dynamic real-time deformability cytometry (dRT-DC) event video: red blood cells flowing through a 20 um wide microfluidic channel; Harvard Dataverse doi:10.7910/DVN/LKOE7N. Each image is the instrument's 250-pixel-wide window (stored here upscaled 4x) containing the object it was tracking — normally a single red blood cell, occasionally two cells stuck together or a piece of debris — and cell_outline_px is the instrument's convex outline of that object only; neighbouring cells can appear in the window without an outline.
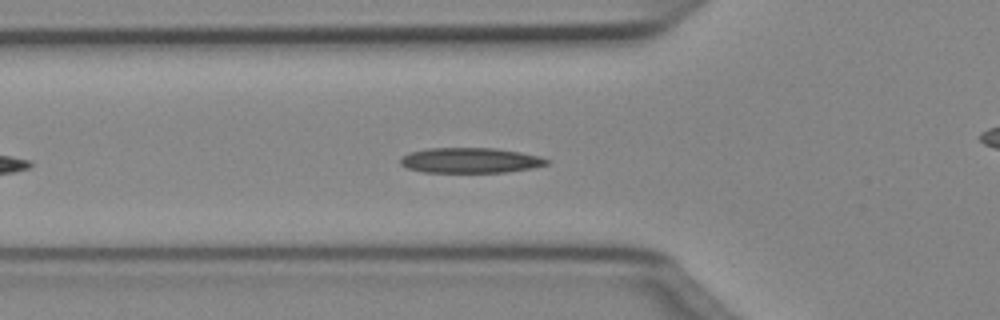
{"species": "Egyptian fruit bat (a non-hibernating species)", "species_latin": "Rousettus aegyptiacus", "temperature_condition": "cold", "stored_images_in_passage": 41, "camera_frame_rate_fps": 3000, "um_per_image_px": 0.085, "animal": {"sex": "female"}, "frame": {"image": 1, "passage_image": 7, "time_ms": 2.0, "image_size_px": [1000, 320], "cell_outline_px": [[552, 160], [548, 164], [532, 168], [504, 172], [424, 172], [408, 168], [400, 164], [400, 160], [408, 152], [428, 148], [492, 148], [520, 152]], "centroid_in_image_um": [39.97, 13.63], "position_along_channel_um": 85.8, "area_um2": 21.39}}
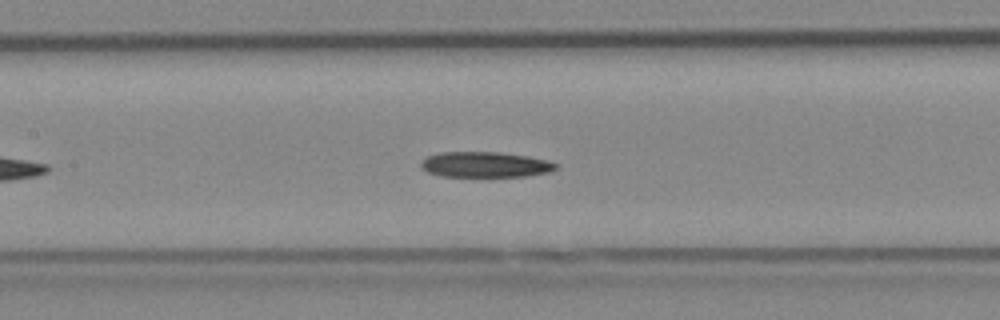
{"frame": {"image": 2, "passage_image": 13, "time_ms": 4.0, "image_size_px": [1000, 320], "cell_outline_px": [[560, 164], [556, 168], [548, 172], [524, 176], [440, 176], [428, 172], [420, 168], [420, 164], [428, 156], [440, 152], [496, 152], [528, 156], [548, 160]], "centroid_in_image_um": [41.24, 13.98], "position_along_channel_um": 166.2, "area_um2": 19.94}}
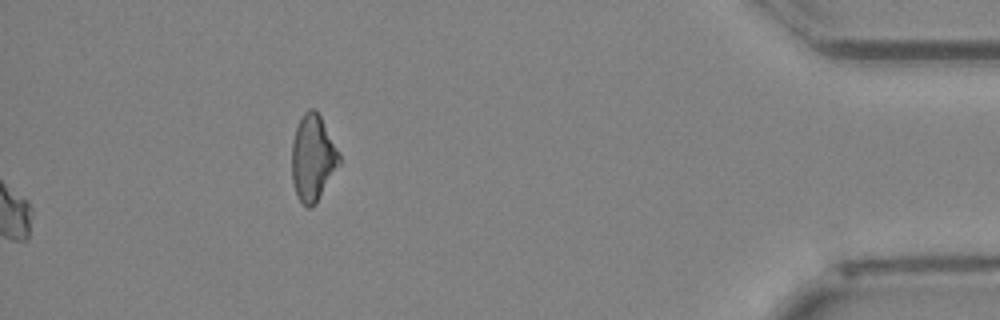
{"frame": {"image": 3, "passage_image": 41, "time_ms": 13.333, "image_size_px": [1000, 320], "cell_outline_px": [[340, 164], [316, 204], [312, 208], [308, 208], [300, 200], [296, 192], [292, 180], [292, 144], [296, 128], [304, 112], [308, 108], [316, 108], [340, 152]], "centroid_in_image_um": [26.61, 13.42], "position_along_channel_um": 408.6, "area_um2": 23.87}, "authors_computed_cell_mechanics": {"area_um2": 20.4034, "velocity_mm_per_s": 4.0202, "shape_relaxation_time_tau1_ms": 7.9759, "shape_relaxation_time_tau2_ms": null, "deformation_change_tau1": 0.1428, "deformation_change_tau2": null}}